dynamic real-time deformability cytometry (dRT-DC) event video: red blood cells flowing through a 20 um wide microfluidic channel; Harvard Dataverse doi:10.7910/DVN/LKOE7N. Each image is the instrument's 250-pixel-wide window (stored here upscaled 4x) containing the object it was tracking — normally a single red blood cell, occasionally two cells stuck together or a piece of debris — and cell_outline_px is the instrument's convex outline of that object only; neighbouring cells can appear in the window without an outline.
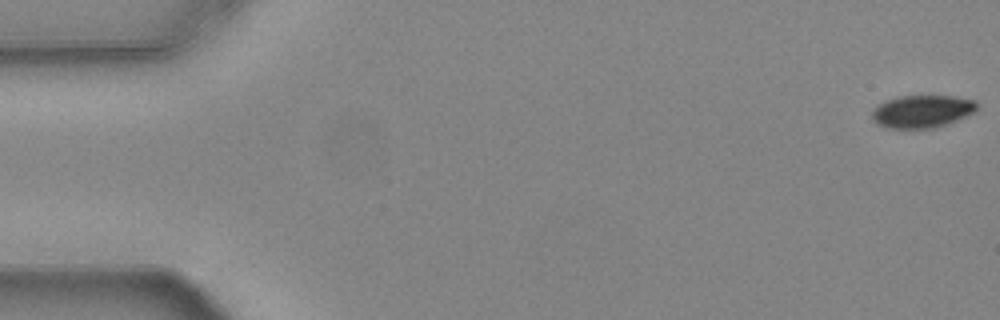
{"species": "common noctule bat (a hibernating species)", "species_latin": "Nyctalus noctula", "temperature_condition": "warm", "stored_images_in_passage": 55, "camera_frame_rate_fps": 3000, "um_per_image_px": 0.085, "animal": {"sex": "female", "body_mass_g": 24.6, "forearm_length_mm": 56.2}, "frame": {"image": 1, "passage_image": 1, "time_ms": 0.0, "image_size_px": [1000, 320], "cell_outline_px": [[976, 112], [968, 116], [932, 128], [888, 128], [876, 124], [872, 120], [872, 112], [884, 100], [900, 96], [956, 96], [976, 100]], "centroid_in_image_um": [78.38, 9.46], "position_along_channel_um": 6.6, "area_um2": 19.94}}
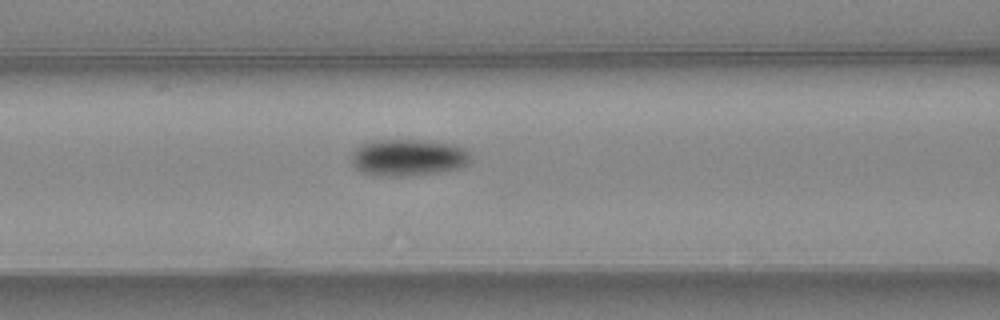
{"frame": {"image": 2, "passage_image": 23, "time_ms": 7.333, "image_size_px": [1000, 320], "cell_outline_px": [[472, 160], [468, 164], [460, 168], [436, 172], [404, 176], [380, 176], [360, 172], [352, 164], [352, 152], [360, 144], [376, 140], [420, 140], [456, 144], [464, 148], [472, 156]], "centroid_in_image_um": [34.71, 13.38], "position_along_channel_um": 131.9, "area_um2": 25.72}}
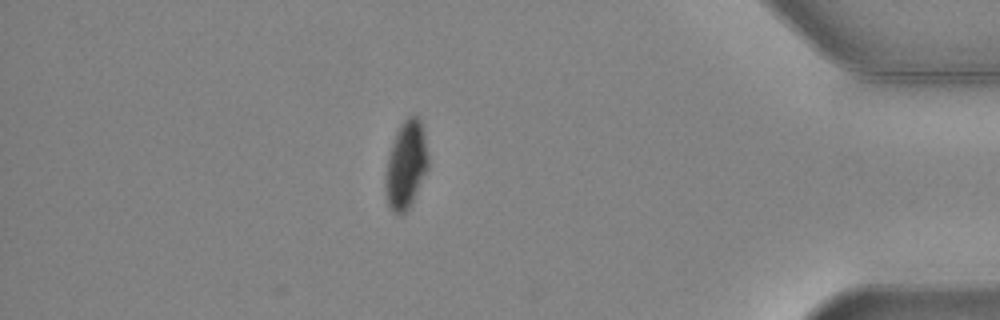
{"frame": {"image": 3, "passage_image": 48, "time_ms": 15.667, "image_size_px": [1000, 320], "cell_outline_px": [[428, 168], [408, 208], [400, 216], [396, 216], [392, 212], [388, 204], [384, 184], [384, 172], [388, 156], [396, 132], [400, 124], [408, 116], [416, 116], [420, 120], [424, 132], [428, 156]], "centroid_in_image_um": [34.48, 14.03], "position_along_channel_um": 400.7, "area_um2": 21.85}, "authors_computed_cell_mechanics": {"area_um2": 23.3512, "velocity_mm_per_s": 3.7399, "shape_relaxation_time_tau1_ms": 3.1848, "shape_relaxation_time_tau2_ms": null, "deformation_change_tau1": 0.1025, "deformation_change_tau2": null}}